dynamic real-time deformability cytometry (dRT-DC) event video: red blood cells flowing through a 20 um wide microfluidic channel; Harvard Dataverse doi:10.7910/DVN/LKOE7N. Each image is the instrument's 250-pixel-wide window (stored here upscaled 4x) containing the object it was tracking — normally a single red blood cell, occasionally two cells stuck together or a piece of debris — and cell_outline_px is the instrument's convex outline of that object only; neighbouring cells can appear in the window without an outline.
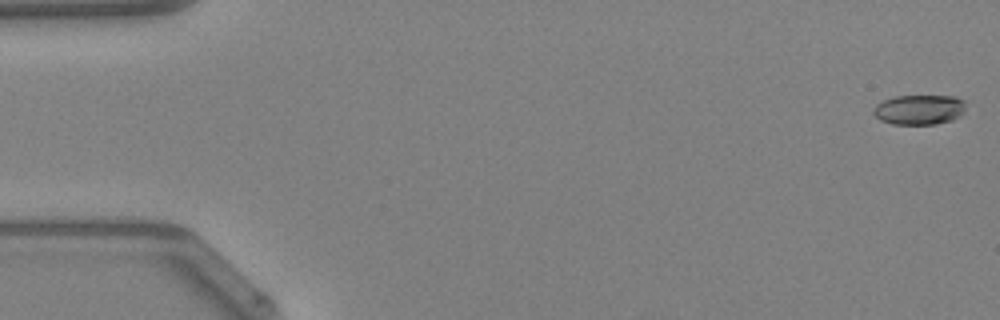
{"species": "Egyptian fruit bat (a non-hibernating species)", "species_latin": "Rousettus aegyptiacus", "temperature_condition": "warm", "stored_images_in_passage": 48, "camera_frame_rate_fps": 3000, "um_per_image_px": 0.085, "animal": {"sex": "female"}, "frame": {"image": 1, "passage_image": 1, "time_ms": 0.0, "image_size_px": [1000, 320], "cell_outline_px": [[964, 112], [952, 120], [936, 124], [892, 124], [880, 120], [872, 112], [876, 104], [884, 100], [896, 96], [952, 96], [964, 100]], "centroid_in_image_um": [78.12, 9.32], "position_along_channel_um": 6.9, "area_um2": 16.01}}
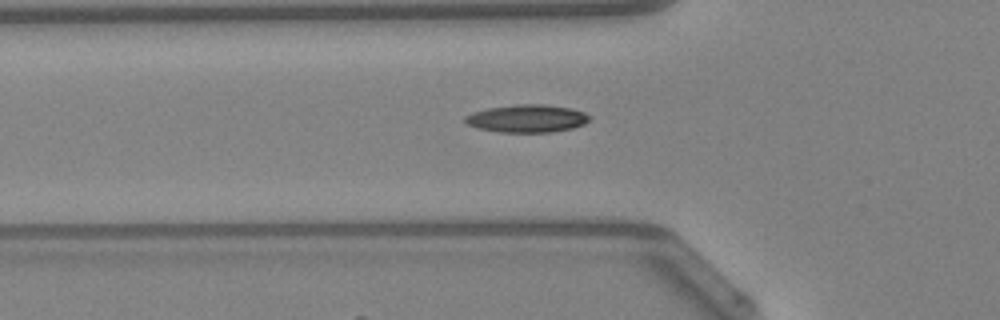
{"frame": {"image": 2, "passage_image": 17, "time_ms": 5.333, "image_size_px": [1000, 320], "cell_outline_px": [[592, 120], [584, 124], [572, 128], [552, 132], [500, 132], [476, 128], [468, 124], [464, 120], [464, 116], [472, 112], [488, 108], [520, 104], [544, 104], [572, 108], [584, 112], [592, 116]], "centroid_in_image_um": [44.83, 10.07], "position_along_channel_um": 81.0, "area_um2": 20.29}}
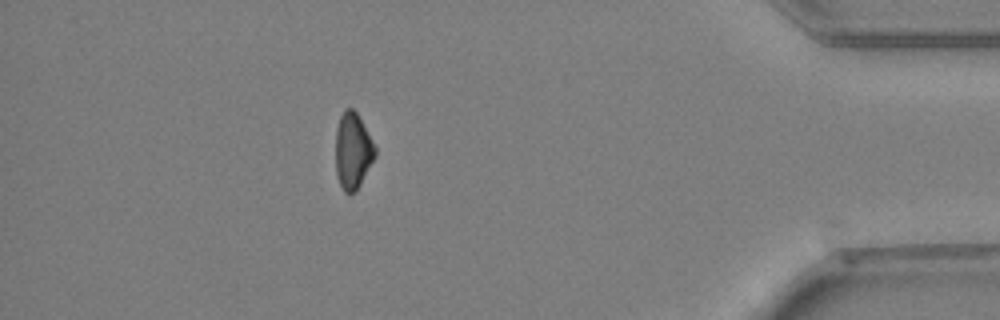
{"frame": {"image": 3, "passage_image": 43, "time_ms": 14.0, "image_size_px": [1000, 320], "cell_outline_px": [[376, 156], [356, 192], [344, 192], [336, 176], [336, 128], [340, 116], [344, 108], [352, 108], [356, 112], [376, 148]], "centroid_in_image_um": [29.98, 12.83], "position_along_channel_um": 405.2, "area_um2": 17.46}, "authors_computed_cell_mechanics": {"area_um2": 17.9758, "velocity_mm_per_s": 4.2855, "shape_relaxation_time_tau1_ms": 7.5229, "shape_relaxation_time_tau2_ms": null, "deformation_change_tau1": 0.1907, "deformation_change_tau2": null}}